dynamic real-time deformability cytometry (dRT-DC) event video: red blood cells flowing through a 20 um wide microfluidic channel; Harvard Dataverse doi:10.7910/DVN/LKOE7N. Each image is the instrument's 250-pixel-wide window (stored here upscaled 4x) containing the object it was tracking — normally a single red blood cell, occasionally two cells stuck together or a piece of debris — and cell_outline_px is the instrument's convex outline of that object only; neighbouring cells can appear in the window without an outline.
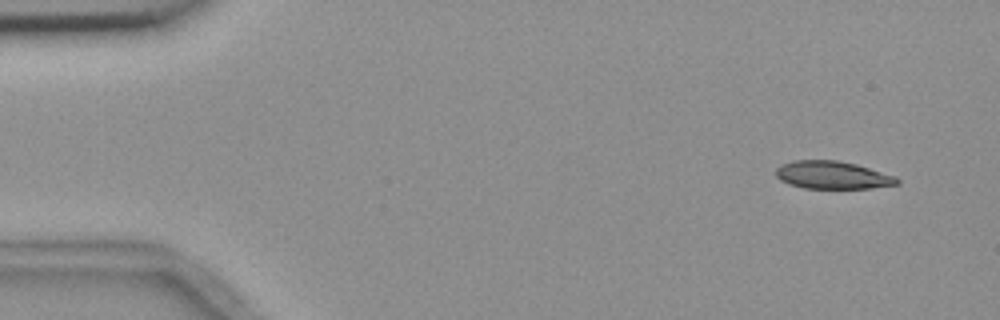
{"species": "common noctule bat (a hibernating species)", "species_latin": "Nyctalus noctula", "temperature_condition": "room temperature", "stored_images_in_passage": 4, "camera_frame_rate_fps": 3000, "um_per_image_px": 0.085, "animal": {"sex": "female", "body_mass_g": 18.4}, "frame": {"image": 1, "passage_image": 2, "time_ms": 1.0, "image_size_px": [1000, 320], "cell_outline_px": [[900, 184], [872, 188], [804, 188], [788, 184], [780, 180], [776, 176], [776, 168], [780, 164], [792, 160], [836, 160], [856, 164], [896, 176], [900, 180]], "centroid_in_image_um": [70.75, 14.88], "position_along_channel_um": 14.2, "area_um2": 19.77}}